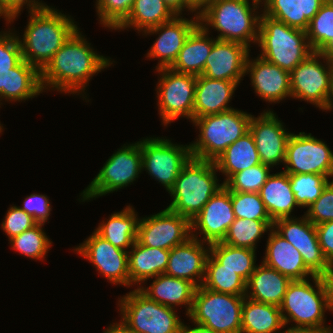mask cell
I'll list each match as a JSON object with an SVG mask.
<instances>
[{
	"mask_svg": "<svg viewBox=\"0 0 333 333\" xmlns=\"http://www.w3.org/2000/svg\"><path fill=\"white\" fill-rule=\"evenodd\" d=\"M79 29L40 71L43 92L51 88L61 93H78L85 98V90L92 76L113 64L111 58L94 51Z\"/></svg>",
	"mask_w": 333,
	"mask_h": 333,
	"instance_id": "cell-1",
	"label": "cell"
},
{
	"mask_svg": "<svg viewBox=\"0 0 333 333\" xmlns=\"http://www.w3.org/2000/svg\"><path fill=\"white\" fill-rule=\"evenodd\" d=\"M50 6L28 11L29 21L19 38L22 58L41 71L78 29L74 19Z\"/></svg>",
	"mask_w": 333,
	"mask_h": 333,
	"instance_id": "cell-2",
	"label": "cell"
},
{
	"mask_svg": "<svg viewBox=\"0 0 333 333\" xmlns=\"http://www.w3.org/2000/svg\"><path fill=\"white\" fill-rule=\"evenodd\" d=\"M309 279L293 280L279 306L284 324L294 322L296 327H309L327 333L324 326L326 310L333 312V278L315 275Z\"/></svg>",
	"mask_w": 333,
	"mask_h": 333,
	"instance_id": "cell-3",
	"label": "cell"
},
{
	"mask_svg": "<svg viewBox=\"0 0 333 333\" xmlns=\"http://www.w3.org/2000/svg\"><path fill=\"white\" fill-rule=\"evenodd\" d=\"M249 1L213 0L198 15L199 24L207 32L210 27L220 32L216 39L238 42L250 48L251 41L255 44L258 40L260 15L257 11L261 3Z\"/></svg>",
	"mask_w": 333,
	"mask_h": 333,
	"instance_id": "cell-4",
	"label": "cell"
},
{
	"mask_svg": "<svg viewBox=\"0 0 333 333\" xmlns=\"http://www.w3.org/2000/svg\"><path fill=\"white\" fill-rule=\"evenodd\" d=\"M216 172L214 161L191 157L168 192L172 202L167 208L191 221L224 186L218 183Z\"/></svg>",
	"mask_w": 333,
	"mask_h": 333,
	"instance_id": "cell-5",
	"label": "cell"
},
{
	"mask_svg": "<svg viewBox=\"0 0 333 333\" xmlns=\"http://www.w3.org/2000/svg\"><path fill=\"white\" fill-rule=\"evenodd\" d=\"M10 30L0 32V105L3 99L22 102L43 92L40 71L23 60L19 36Z\"/></svg>",
	"mask_w": 333,
	"mask_h": 333,
	"instance_id": "cell-6",
	"label": "cell"
},
{
	"mask_svg": "<svg viewBox=\"0 0 333 333\" xmlns=\"http://www.w3.org/2000/svg\"><path fill=\"white\" fill-rule=\"evenodd\" d=\"M257 44L261 48L258 56L288 72L314 52L306 31L289 27L263 13Z\"/></svg>",
	"mask_w": 333,
	"mask_h": 333,
	"instance_id": "cell-7",
	"label": "cell"
},
{
	"mask_svg": "<svg viewBox=\"0 0 333 333\" xmlns=\"http://www.w3.org/2000/svg\"><path fill=\"white\" fill-rule=\"evenodd\" d=\"M251 117L252 114L233 108L194 119L192 123L200 134L196 141L189 144L192 157L211 161L217 159L228 146L249 132Z\"/></svg>",
	"mask_w": 333,
	"mask_h": 333,
	"instance_id": "cell-8",
	"label": "cell"
},
{
	"mask_svg": "<svg viewBox=\"0 0 333 333\" xmlns=\"http://www.w3.org/2000/svg\"><path fill=\"white\" fill-rule=\"evenodd\" d=\"M245 295L221 293L197 287L188 317L216 333H241Z\"/></svg>",
	"mask_w": 333,
	"mask_h": 333,
	"instance_id": "cell-9",
	"label": "cell"
},
{
	"mask_svg": "<svg viewBox=\"0 0 333 333\" xmlns=\"http://www.w3.org/2000/svg\"><path fill=\"white\" fill-rule=\"evenodd\" d=\"M121 320L134 333H179L182 325L176 309L149 299L137 287L118 298Z\"/></svg>",
	"mask_w": 333,
	"mask_h": 333,
	"instance_id": "cell-10",
	"label": "cell"
},
{
	"mask_svg": "<svg viewBox=\"0 0 333 333\" xmlns=\"http://www.w3.org/2000/svg\"><path fill=\"white\" fill-rule=\"evenodd\" d=\"M104 163L93 181L81 193L89 201L131 185L142 172L140 141L124 144Z\"/></svg>",
	"mask_w": 333,
	"mask_h": 333,
	"instance_id": "cell-11",
	"label": "cell"
},
{
	"mask_svg": "<svg viewBox=\"0 0 333 333\" xmlns=\"http://www.w3.org/2000/svg\"><path fill=\"white\" fill-rule=\"evenodd\" d=\"M290 85L292 98L307 101L327 112L333 95L331 62L320 52H312L290 72Z\"/></svg>",
	"mask_w": 333,
	"mask_h": 333,
	"instance_id": "cell-12",
	"label": "cell"
},
{
	"mask_svg": "<svg viewBox=\"0 0 333 333\" xmlns=\"http://www.w3.org/2000/svg\"><path fill=\"white\" fill-rule=\"evenodd\" d=\"M160 75L156 94L158 110L164 126L184 117L194 120V101L197 76L173 71L171 68L156 69Z\"/></svg>",
	"mask_w": 333,
	"mask_h": 333,
	"instance_id": "cell-13",
	"label": "cell"
},
{
	"mask_svg": "<svg viewBox=\"0 0 333 333\" xmlns=\"http://www.w3.org/2000/svg\"><path fill=\"white\" fill-rule=\"evenodd\" d=\"M142 171L161 183L167 192L174 186L183 166L192 157L190 145H178L163 137L140 141Z\"/></svg>",
	"mask_w": 333,
	"mask_h": 333,
	"instance_id": "cell-14",
	"label": "cell"
},
{
	"mask_svg": "<svg viewBox=\"0 0 333 333\" xmlns=\"http://www.w3.org/2000/svg\"><path fill=\"white\" fill-rule=\"evenodd\" d=\"M284 172L288 174H318L333 177V152L311 133H292L286 146Z\"/></svg>",
	"mask_w": 333,
	"mask_h": 333,
	"instance_id": "cell-15",
	"label": "cell"
},
{
	"mask_svg": "<svg viewBox=\"0 0 333 333\" xmlns=\"http://www.w3.org/2000/svg\"><path fill=\"white\" fill-rule=\"evenodd\" d=\"M273 229L299 250L305 265L315 274L333 278V267L325 259L319 245L316 225L305 215L302 218H280Z\"/></svg>",
	"mask_w": 333,
	"mask_h": 333,
	"instance_id": "cell-16",
	"label": "cell"
},
{
	"mask_svg": "<svg viewBox=\"0 0 333 333\" xmlns=\"http://www.w3.org/2000/svg\"><path fill=\"white\" fill-rule=\"evenodd\" d=\"M190 237L191 221L168 208L139 218L137 241L144 246L171 250Z\"/></svg>",
	"mask_w": 333,
	"mask_h": 333,
	"instance_id": "cell-17",
	"label": "cell"
},
{
	"mask_svg": "<svg viewBox=\"0 0 333 333\" xmlns=\"http://www.w3.org/2000/svg\"><path fill=\"white\" fill-rule=\"evenodd\" d=\"M74 251L88 259L110 283L130 287L128 251L113 246L95 231Z\"/></svg>",
	"mask_w": 333,
	"mask_h": 333,
	"instance_id": "cell-18",
	"label": "cell"
},
{
	"mask_svg": "<svg viewBox=\"0 0 333 333\" xmlns=\"http://www.w3.org/2000/svg\"><path fill=\"white\" fill-rule=\"evenodd\" d=\"M234 220L231 191L224 185L191 220V236L198 239L201 234L203 238L199 240L208 244L220 242Z\"/></svg>",
	"mask_w": 333,
	"mask_h": 333,
	"instance_id": "cell-19",
	"label": "cell"
},
{
	"mask_svg": "<svg viewBox=\"0 0 333 333\" xmlns=\"http://www.w3.org/2000/svg\"><path fill=\"white\" fill-rule=\"evenodd\" d=\"M249 131L254 137L262 164L273 168L285 163L286 146L292 133L287 132L276 113L269 109L258 117L252 115Z\"/></svg>",
	"mask_w": 333,
	"mask_h": 333,
	"instance_id": "cell-20",
	"label": "cell"
},
{
	"mask_svg": "<svg viewBox=\"0 0 333 333\" xmlns=\"http://www.w3.org/2000/svg\"><path fill=\"white\" fill-rule=\"evenodd\" d=\"M183 17L176 15L172 20L143 32L145 36L159 34L146 56L159 59L156 69L170 68L173 65L186 38L199 24L198 14H194L193 20Z\"/></svg>",
	"mask_w": 333,
	"mask_h": 333,
	"instance_id": "cell-21",
	"label": "cell"
},
{
	"mask_svg": "<svg viewBox=\"0 0 333 333\" xmlns=\"http://www.w3.org/2000/svg\"><path fill=\"white\" fill-rule=\"evenodd\" d=\"M249 51L250 48L244 44L215 38L202 75L240 84L245 76Z\"/></svg>",
	"mask_w": 333,
	"mask_h": 333,
	"instance_id": "cell-22",
	"label": "cell"
},
{
	"mask_svg": "<svg viewBox=\"0 0 333 333\" xmlns=\"http://www.w3.org/2000/svg\"><path fill=\"white\" fill-rule=\"evenodd\" d=\"M207 245L204 247V245ZM206 248V249H205ZM210 244L190 237L185 243L170 250L164 274L190 281L196 287L202 285Z\"/></svg>",
	"mask_w": 333,
	"mask_h": 333,
	"instance_id": "cell-23",
	"label": "cell"
},
{
	"mask_svg": "<svg viewBox=\"0 0 333 333\" xmlns=\"http://www.w3.org/2000/svg\"><path fill=\"white\" fill-rule=\"evenodd\" d=\"M250 73V74H249ZM249 74L255 93L266 102L279 103L291 98L290 72L267 62L260 56H248L245 75Z\"/></svg>",
	"mask_w": 333,
	"mask_h": 333,
	"instance_id": "cell-24",
	"label": "cell"
},
{
	"mask_svg": "<svg viewBox=\"0 0 333 333\" xmlns=\"http://www.w3.org/2000/svg\"><path fill=\"white\" fill-rule=\"evenodd\" d=\"M263 263L293 280H306L315 274L305 265L301 253L273 228L269 231ZM310 275V277H309Z\"/></svg>",
	"mask_w": 333,
	"mask_h": 333,
	"instance_id": "cell-25",
	"label": "cell"
},
{
	"mask_svg": "<svg viewBox=\"0 0 333 333\" xmlns=\"http://www.w3.org/2000/svg\"><path fill=\"white\" fill-rule=\"evenodd\" d=\"M239 86L234 81L197 76L194 101V119L218 114L230 109L229 102Z\"/></svg>",
	"mask_w": 333,
	"mask_h": 333,
	"instance_id": "cell-26",
	"label": "cell"
},
{
	"mask_svg": "<svg viewBox=\"0 0 333 333\" xmlns=\"http://www.w3.org/2000/svg\"><path fill=\"white\" fill-rule=\"evenodd\" d=\"M154 279L149 287L140 286L138 289L149 299L170 308L185 306L186 316L189 315L196 286L188 280L160 274ZM145 287V288H144Z\"/></svg>",
	"mask_w": 333,
	"mask_h": 333,
	"instance_id": "cell-27",
	"label": "cell"
},
{
	"mask_svg": "<svg viewBox=\"0 0 333 333\" xmlns=\"http://www.w3.org/2000/svg\"><path fill=\"white\" fill-rule=\"evenodd\" d=\"M292 280L267 266L257 265L246 283L245 297L257 302L280 306Z\"/></svg>",
	"mask_w": 333,
	"mask_h": 333,
	"instance_id": "cell-28",
	"label": "cell"
},
{
	"mask_svg": "<svg viewBox=\"0 0 333 333\" xmlns=\"http://www.w3.org/2000/svg\"><path fill=\"white\" fill-rule=\"evenodd\" d=\"M169 253L170 250L147 247L136 240L131 251L128 250L130 286L137 284L140 287L150 278L164 274Z\"/></svg>",
	"mask_w": 333,
	"mask_h": 333,
	"instance_id": "cell-29",
	"label": "cell"
},
{
	"mask_svg": "<svg viewBox=\"0 0 333 333\" xmlns=\"http://www.w3.org/2000/svg\"><path fill=\"white\" fill-rule=\"evenodd\" d=\"M325 0H264L263 14L284 22L289 27L306 31L309 22Z\"/></svg>",
	"mask_w": 333,
	"mask_h": 333,
	"instance_id": "cell-30",
	"label": "cell"
},
{
	"mask_svg": "<svg viewBox=\"0 0 333 333\" xmlns=\"http://www.w3.org/2000/svg\"><path fill=\"white\" fill-rule=\"evenodd\" d=\"M198 24L186 38L173 65V71L195 76L202 75L207 57L214 44V38Z\"/></svg>",
	"mask_w": 333,
	"mask_h": 333,
	"instance_id": "cell-31",
	"label": "cell"
},
{
	"mask_svg": "<svg viewBox=\"0 0 333 333\" xmlns=\"http://www.w3.org/2000/svg\"><path fill=\"white\" fill-rule=\"evenodd\" d=\"M258 193L273 222L293 217V209L299 207L291 190L289 174L284 171L272 173Z\"/></svg>",
	"mask_w": 333,
	"mask_h": 333,
	"instance_id": "cell-32",
	"label": "cell"
},
{
	"mask_svg": "<svg viewBox=\"0 0 333 333\" xmlns=\"http://www.w3.org/2000/svg\"><path fill=\"white\" fill-rule=\"evenodd\" d=\"M138 222L135 209L128 205L99 223L94 231L113 246L127 251L137 240Z\"/></svg>",
	"mask_w": 333,
	"mask_h": 333,
	"instance_id": "cell-33",
	"label": "cell"
},
{
	"mask_svg": "<svg viewBox=\"0 0 333 333\" xmlns=\"http://www.w3.org/2000/svg\"><path fill=\"white\" fill-rule=\"evenodd\" d=\"M219 173L226 176L225 184L235 173L246 170L260 164V158L256 149L253 135L246 133L236 142L228 146L225 151L214 160Z\"/></svg>",
	"mask_w": 333,
	"mask_h": 333,
	"instance_id": "cell-34",
	"label": "cell"
},
{
	"mask_svg": "<svg viewBox=\"0 0 333 333\" xmlns=\"http://www.w3.org/2000/svg\"><path fill=\"white\" fill-rule=\"evenodd\" d=\"M285 326L279 306L244 298L241 333H276Z\"/></svg>",
	"mask_w": 333,
	"mask_h": 333,
	"instance_id": "cell-35",
	"label": "cell"
},
{
	"mask_svg": "<svg viewBox=\"0 0 333 333\" xmlns=\"http://www.w3.org/2000/svg\"><path fill=\"white\" fill-rule=\"evenodd\" d=\"M175 16L163 0H135L127 19L116 30L133 28L143 33L172 20Z\"/></svg>",
	"mask_w": 333,
	"mask_h": 333,
	"instance_id": "cell-36",
	"label": "cell"
},
{
	"mask_svg": "<svg viewBox=\"0 0 333 333\" xmlns=\"http://www.w3.org/2000/svg\"><path fill=\"white\" fill-rule=\"evenodd\" d=\"M256 250L233 247L223 242L210 244V254L222 265L235 271L246 283L255 271Z\"/></svg>",
	"mask_w": 333,
	"mask_h": 333,
	"instance_id": "cell-37",
	"label": "cell"
},
{
	"mask_svg": "<svg viewBox=\"0 0 333 333\" xmlns=\"http://www.w3.org/2000/svg\"><path fill=\"white\" fill-rule=\"evenodd\" d=\"M204 288L233 295H246V282L233 270L222 265L209 253L206 261Z\"/></svg>",
	"mask_w": 333,
	"mask_h": 333,
	"instance_id": "cell-38",
	"label": "cell"
},
{
	"mask_svg": "<svg viewBox=\"0 0 333 333\" xmlns=\"http://www.w3.org/2000/svg\"><path fill=\"white\" fill-rule=\"evenodd\" d=\"M272 228V220L235 218L221 242L233 247L256 250V243L265 232L270 231Z\"/></svg>",
	"mask_w": 333,
	"mask_h": 333,
	"instance_id": "cell-39",
	"label": "cell"
},
{
	"mask_svg": "<svg viewBox=\"0 0 333 333\" xmlns=\"http://www.w3.org/2000/svg\"><path fill=\"white\" fill-rule=\"evenodd\" d=\"M43 223H38L31 229L11 238V248L30 259L43 260L52 246V241L43 231Z\"/></svg>",
	"mask_w": 333,
	"mask_h": 333,
	"instance_id": "cell-40",
	"label": "cell"
},
{
	"mask_svg": "<svg viewBox=\"0 0 333 333\" xmlns=\"http://www.w3.org/2000/svg\"><path fill=\"white\" fill-rule=\"evenodd\" d=\"M291 190L299 208L311 206L322 194L326 185L330 182L324 175L303 173L289 174Z\"/></svg>",
	"mask_w": 333,
	"mask_h": 333,
	"instance_id": "cell-41",
	"label": "cell"
},
{
	"mask_svg": "<svg viewBox=\"0 0 333 333\" xmlns=\"http://www.w3.org/2000/svg\"><path fill=\"white\" fill-rule=\"evenodd\" d=\"M307 39L313 51L319 52L333 38V4L325 2L309 22Z\"/></svg>",
	"mask_w": 333,
	"mask_h": 333,
	"instance_id": "cell-42",
	"label": "cell"
},
{
	"mask_svg": "<svg viewBox=\"0 0 333 333\" xmlns=\"http://www.w3.org/2000/svg\"><path fill=\"white\" fill-rule=\"evenodd\" d=\"M231 202L235 218L271 220L258 192L231 191Z\"/></svg>",
	"mask_w": 333,
	"mask_h": 333,
	"instance_id": "cell-43",
	"label": "cell"
},
{
	"mask_svg": "<svg viewBox=\"0 0 333 333\" xmlns=\"http://www.w3.org/2000/svg\"><path fill=\"white\" fill-rule=\"evenodd\" d=\"M269 166L262 163L235 173L224 185L235 192H259L270 174Z\"/></svg>",
	"mask_w": 333,
	"mask_h": 333,
	"instance_id": "cell-44",
	"label": "cell"
},
{
	"mask_svg": "<svg viewBox=\"0 0 333 333\" xmlns=\"http://www.w3.org/2000/svg\"><path fill=\"white\" fill-rule=\"evenodd\" d=\"M135 0H96L99 23L116 30L128 17Z\"/></svg>",
	"mask_w": 333,
	"mask_h": 333,
	"instance_id": "cell-45",
	"label": "cell"
},
{
	"mask_svg": "<svg viewBox=\"0 0 333 333\" xmlns=\"http://www.w3.org/2000/svg\"><path fill=\"white\" fill-rule=\"evenodd\" d=\"M304 213L314 225L333 220V179L326 185L320 197Z\"/></svg>",
	"mask_w": 333,
	"mask_h": 333,
	"instance_id": "cell-46",
	"label": "cell"
},
{
	"mask_svg": "<svg viewBox=\"0 0 333 333\" xmlns=\"http://www.w3.org/2000/svg\"><path fill=\"white\" fill-rule=\"evenodd\" d=\"M5 219L2 221L1 228L10 240L14 236L20 235L25 230L31 229L38 222L20 206H11L8 208Z\"/></svg>",
	"mask_w": 333,
	"mask_h": 333,
	"instance_id": "cell-47",
	"label": "cell"
},
{
	"mask_svg": "<svg viewBox=\"0 0 333 333\" xmlns=\"http://www.w3.org/2000/svg\"><path fill=\"white\" fill-rule=\"evenodd\" d=\"M26 213L31 215L38 223L45 224L52 210L49 197L43 194L32 193L23 201V206L20 207Z\"/></svg>",
	"mask_w": 333,
	"mask_h": 333,
	"instance_id": "cell-48",
	"label": "cell"
},
{
	"mask_svg": "<svg viewBox=\"0 0 333 333\" xmlns=\"http://www.w3.org/2000/svg\"><path fill=\"white\" fill-rule=\"evenodd\" d=\"M39 0H0V13L6 20V25L14 22L19 16L23 7L27 5L29 11H35L42 9L47 4L38 2Z\"/></svg>",
	"mask_w": 333,
	"mask_h": 333,
	"instance_id": "cell-49",
	"label": "cell"
},
{
	"mask_svg": "<svg viewBox=\"0 0 333 333\" xmlns=\"http://www.w3.org/2000/svg\"><path fill=\"white\" fill-rule=\"evenodd\" d=\"M316 231L322 253L333 267V220L316 225Z\"/></svg>",
	"mask_w": 333,
	"mask_h": 333,
	"instance_id": "cell-50",
	"label": "cell"
},
{
	"mask_svg": "<svg viewBox=\"0 0 333 333\" xmlns=\"http://www.w3.org/2000/svg\"><path fill=\"white\" fill-rule=\"evenodd\" d=\"M176 15H182L184 9H188L190 12H195L187 3L186 0H163Z\"/></svg>",
	"mask_w": 333,
	"mask_h": 333,
	"instance_id": "cell-51",
	"label": "cell"
},
{
	"mask_svg": "<svg viewBox=\"0 0 333 333\" xmlns=\"http://www.w3.org/2000/svg\"><path fill=\"white\" fill-rule=\"evenodd\" d=\"M193 323L195 327L191 328L190 325L187 326L182 322L179 333H216L211 328H208L202 324H198L195 322Z\"/></svg>",
	"mask_w": 333,
	"mask_h": 333,
	"instance_id": "cell-52",
	"label": "cell"
},
{
	"mask_svg": "<svg viewBox=\"0 0 333 333\" xmlns=\"http://www.w3.org/2000/svg\"><path fill=\"white\" fill-rule=\"evenodd\" d=\"M104 333H134L122 320L115 322L105 329Z\"/></svg>",
	"mask_w": 333,
	"mask_h": 333,
	"instance_id": "cell-53",
	"label": "cell"
},
{
	"mask_svg": "<svg viewBox=\"0 0 333 333\" xmlns=\"http://www.w3.org/2000/svg\"><path fill=\"white\" fill-rule=\"evenodd\" d=\"M213 0H186V3L195 11V14H200Z\"/></svg>",
	"mask_w": 333,
	"mask_h": 333,
	"instance_id": "cell-54",
	"label": "cell"
},
{
	"mask_svg": "<svg viewBox=\"0 0 333 333\" xmlns=\"http://www.w3.org/2000/svg\"><path fill=\"white\" fill-rule=\"evenodd\" d=\"M280 333H323V332L309 328V327H296V326L292 327L291 326L287 330L280 332Z\"/></svg>",
	"mask_w": 333,
	"mask_h": 333,
	"instance_id": "cell-55",
	"label": "cell"
},
{
	"mask_svg": "<svg viewBox=\"0 0 333 333\" xmlns=\"http://www.w3.org/2000/svg\"><path fill=\"white\" fill-rule=\"evenodd\" d=\"M329 61L333 59V38L319 51Z\"/></svg>",
	"mask_w": 333,
	"mask_h": 333,
	"instance_id": "cell-56",
	"label": "cell"
},
{
	"mask_svg": "<svg viewBox=\"0 0 333 333\" xmlns=\"http://www.w3.org/2000/svg\"><path fill=\"white\" fill-rule=\"evenodd\" d=\"M332 109H333V95H332V98H331V101H330V104H329V107H328L327 111L332 110Z\"/></svg>",
	"mask_w": 333,
	"mask_h": 333,
	"instance_id": "cell-57",
	"label": "cell"
},
{
	"mask_svg": "<svg viewBox=\"0 0 333 333\" xmlns=\"http://www.w3.org/2000/svg\"><path fill=\"white\" fill-rule=\"evenodd\" d=\"M325 2L333 4V0H325Z\"/></svg>",
	"mask_w": 333,
	"mask_h": 333,
	"instance_id": "cell-58",
	"label": "cell"
},
{
	"mask_svg": "<svg viewBox=\"0 0 333 333\" xmlns=\"http://www.w3.org/2000/svg\"><path fill=\"white\" fill-rule=\"evenodd\" d=\"M330 62H331V67H332V71H333V59L330 60Z\"/></svg>",
	"mask_w": 333,
	"mask_h": 333,
	"instance_id": "cell-59",
	"label": "cell"
},
{
	"mask_svg": "<svg viewBox=\"0 0 333 333\" xmlns=\"http://www.w3.org/2000/svg\"><path fill=\"white\" fill-rule=\"evenodd\" d=\"M2 130H3V127H2V125L0 123V133L2 132Z\"/></svg>",
	"mask_w": 333,
	"mask_h": 333,
	"instance_id": "cell-60",
	"label": "cell"
},
{
	"mask_svg": "<svg viewBox=\"0 0 333 333\" xmlns=\"http://www.w3.org/2000/svg\"><path fill=\"white\" fill-rule=\"evenodd\" d=\"M253 1V0H252ZM255 1H257V2H259V3H262V1H264V0H255Z\"/></svg>",
	"mask_w": 333,
	"mask_h": 333,
	"instance_id": "cell-61",
	"label": "cell"
},
{
	"mask_svg": "<svg viewBox=\"0 0 333 333\" xmlns=\"http://www.w3.org/2000/svg\"><path fill=\"white\" fill-rule=\"evenodd\" d=\"M332 331H333V328H331L327 333H332Z\"/></svg>",
	"mask_w": 333,
	"mask_h": 333,
	"instance_id": "cell-62",
	"label": "cell"
}]
</instances>
